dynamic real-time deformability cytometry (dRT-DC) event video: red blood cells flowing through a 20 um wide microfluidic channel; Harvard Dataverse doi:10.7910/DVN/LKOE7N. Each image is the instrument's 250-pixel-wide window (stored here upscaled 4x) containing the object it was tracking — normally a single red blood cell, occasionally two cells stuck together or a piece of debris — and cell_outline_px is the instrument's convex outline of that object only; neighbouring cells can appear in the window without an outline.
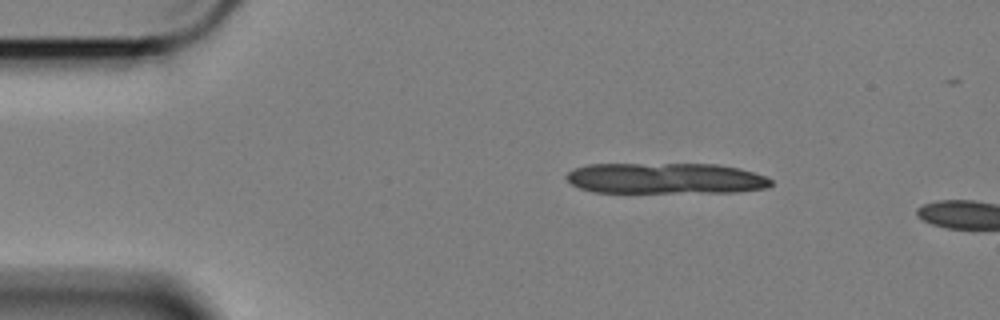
{"species": "Egyptian fruit bat (a non-hibernating species)", "species_latin": "Rousettus aegyptiacus", "temperature_condition": "cold", "stored_images_in_passage": 11, "camera_frame_rate_fps": 3000, "um_per_image_px": 0.085, "animal": {"sex": "female"}, "frame": {"image": 1, "passage_image": 8, "time_ms": 2.333, "image_size_px": [1000, 320], "cell_outline_px": [[772, 184], [768, 188], [736, 192], [592, 192], [580, 188], [572, 184], [564, 176], [568, 172], [576, 168], [588, 164], [716, 164], [740, 168], [764, 176], [772, 180]], "centroid_in_image_um": [56.58, 15.16], "position_along_channel_um": 28.4, "area_um2": 36.88}}